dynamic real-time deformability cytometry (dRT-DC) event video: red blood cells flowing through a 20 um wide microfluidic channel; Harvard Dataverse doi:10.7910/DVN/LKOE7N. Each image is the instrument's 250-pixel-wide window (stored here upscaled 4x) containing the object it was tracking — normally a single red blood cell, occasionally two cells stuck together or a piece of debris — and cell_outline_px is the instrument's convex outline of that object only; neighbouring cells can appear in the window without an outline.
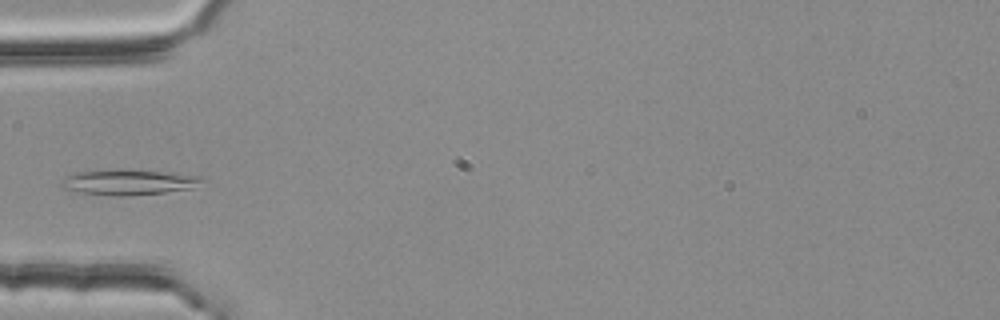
{"species": "common noctule bat (a hibernating species)", "species_latin": "Nyctalus noctula", "temperature_condition": "room temperature", "stored_images_in_passage": 3, "camera_frame_rate_fps": 3000, "um_per_image_px": 0.085, "animal": {"sex": "female", "body_mass_g": 25.1}, "frame": {"image": 1, "passage_image": 2, "time_ms": 0.333, "image_size_px": [1000, 320], "cell_outline_px": [[208, 180], [192, 188], [164, 192], [128, 196], [116, 196], [80, 192], [60, 188], [60, 184], [68, 176], [80, 172], [116, 168], [132, 168], [204, 176]], "centroid_in_image_um": [11.02, 15.46], "position_along_channel_um": 74.0, "area_um2": 21.33}}